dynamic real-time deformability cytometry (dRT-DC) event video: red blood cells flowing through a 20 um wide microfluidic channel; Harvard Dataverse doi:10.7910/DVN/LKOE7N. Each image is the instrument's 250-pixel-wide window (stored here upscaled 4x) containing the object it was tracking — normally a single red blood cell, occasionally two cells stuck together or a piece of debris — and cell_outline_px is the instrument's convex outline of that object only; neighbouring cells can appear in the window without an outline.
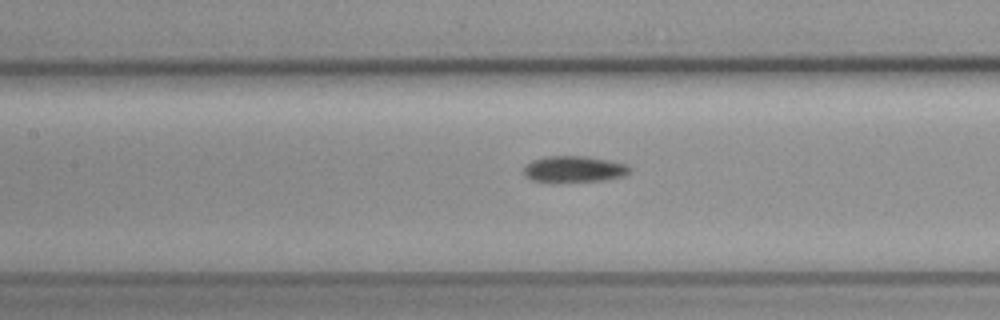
{"species": "common noctule bat (a hibernating species)", "species_latin": "Nyctalus noctula", "temperature_condition": "cold", "stored_images_in_passage": 33, "camera_frame_rate_fps": 3000, "um_per_image_px": 0.085, "animal": {"sex": "female", "body_mass_g": 19.3, "forearm_length_mm": 54.1}, "frame": {"image": 1, "passage_image": 15, "time_ms": 4.667, "image_size_px": [1000, 320], "cell_outline_px": [[632, 172], [624, 176], [608, 180], [552, 184], [532, 180], [524, 176], [524, 168], [532, 160], [548, 156], [584, 156], [608, 160], [628, 164], [632, 168]], "centroid_in_image_um": [48.82, 14.42], "position_along_channel_um": 158.6, "area_um2": 16.94}}
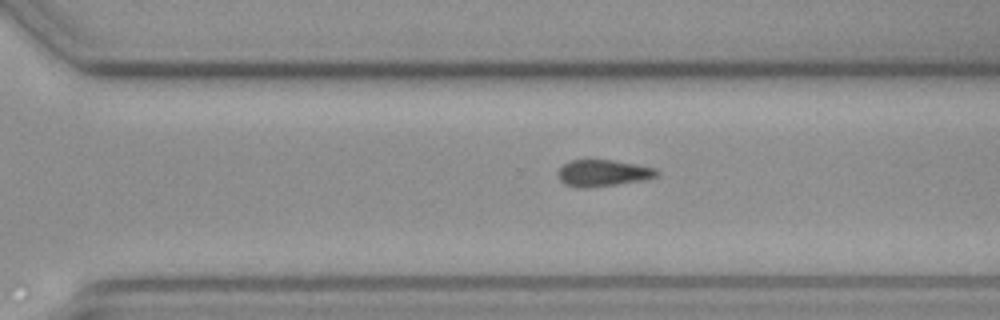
{"frame": {"image": 2, "passage_image": 28, "time_ms": 9.0, "image_size_px": [1000, 320], "cell_outline_px": [[660, 172], [656, 176], [644, 180], [588, 188], [580, 188], [564, 184], [560, 180], [560, 168], [568, 160], [612, 160], [636, 164], [656, 168]], "centroid_in_image_um": [51.27, 14.71], "position_along_channel_um": 319.3, "area_um2": 15.2}}